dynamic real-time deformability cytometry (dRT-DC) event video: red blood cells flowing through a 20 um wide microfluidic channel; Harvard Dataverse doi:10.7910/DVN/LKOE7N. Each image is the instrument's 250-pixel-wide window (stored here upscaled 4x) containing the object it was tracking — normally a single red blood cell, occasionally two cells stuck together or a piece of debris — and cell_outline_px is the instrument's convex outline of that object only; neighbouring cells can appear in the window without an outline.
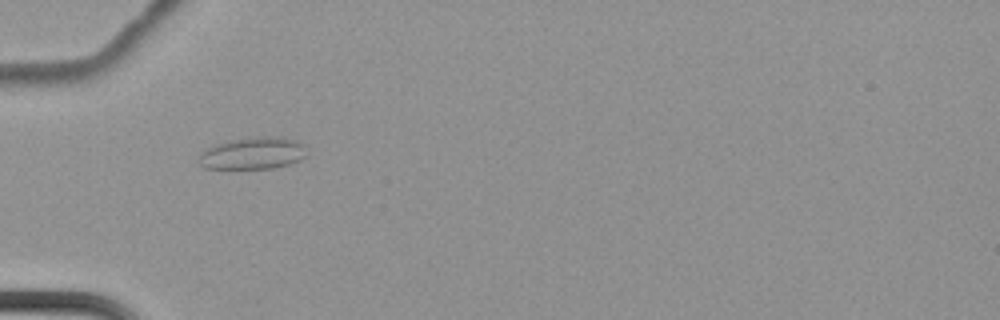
{"species": "common noctule bat (a hibernating species)", "species_latin": "Nyctalus noctula", "temperature_condition": "cold", "stored_images_in_passage": 6, "camera_frame_rate_fps": 3000, "um_per_image_px": 0.085, "animal": {"sex": "female", "body_mass_g": 22.7, "forearm_length_mm": 54.2}, "frame": {"image": 1, "passage_image": 6, "time_ms": 1.667, "image_size_px": [1000, 320], "cell_outline_px": [[304, 156], [300, 160], [288, 164], [272, 168], [204, 168], [200, 164], [200, 156], [208, 148], [216, 144], [228, 140], [256, 136], [280, 136], [296, 140], [304, 144]], "centroid_in_image_um": [21.52, 13.01], "position_along_channel_um": 63.5, "area_um2": 19.94}}